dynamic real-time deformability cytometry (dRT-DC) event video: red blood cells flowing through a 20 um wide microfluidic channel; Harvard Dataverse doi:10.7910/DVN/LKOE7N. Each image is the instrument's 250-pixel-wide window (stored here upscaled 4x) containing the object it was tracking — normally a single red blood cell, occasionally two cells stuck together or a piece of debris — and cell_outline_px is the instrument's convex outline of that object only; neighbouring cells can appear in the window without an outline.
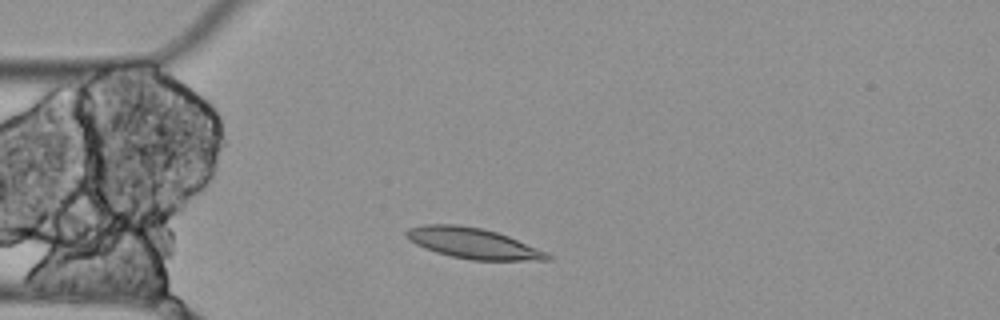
{"species": "Egyptian fruit bat (a non-hibernating species)", "species_latin": "Rousettus aegyptiacus", "temperature_condition": "cold", "stored_images_in_passage": 2, "camera_frame_rate_fps": 3000, "um_per_image_px": 0.085, "animal": {"sex": "female"}, "frame": {"image": 1, "passage_image": 2, "time_ms": 0.333, "image_size_px": [1000, 320], "cell_outline_px": [[552, 260], [472, 260], [452, 256], [436, 252], [424, 248], [408, 240], [404, 232], [408, 228], [424, 224], [456, 224], [480, 228], [496, 232], [508, 236], [548, 252], [552, 256]], "centroid_in_image_um": [40.2, 20.67], "position_along_channel_um": 44.8, "area_um2": 25.14}}